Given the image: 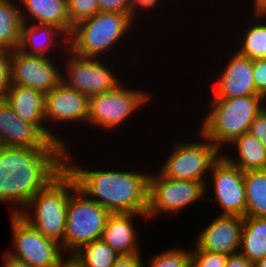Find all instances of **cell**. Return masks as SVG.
Listing matches in <instances>:
<instances>
[{
  "label": "cell",
  "instance_id": "1",
  "mask_svg": "<svg viewBox=\"0 0 266 267\" xmlns=\"http://www.w3.org/2000/svg\"><path fill=\"white\" fill-rule=\"evenodd\" d=\"M66 147H3L0 151V203L20 214L33 196L65 169Z\"/></svg>",
  "mask_w": 266,
  "mask_h": 267
},
{
  "label": "cell",
  "instance_id": "2",
  "mask_svg": "<svg viewBox=\"0 0 266 267\" xmlns=\"http://www.w3.org/2000/svg\"><path fill=\"white\" fill-rule=\"evenodd\" d=\"M70 148L65 152V168L75 178L77 188L110 213L147 214L149 173L136 170H89L74 162ZM73 159V160H72ZM71 160V161H70Z\"/></svg>",
  "mask_w": 266,
  "mask_h": 267
},
{
  "label": "cell",
  "instance_id": "3",
  "mask_svg": "<svg viewBox=\"0 0 266 267\" xmlns=\"http://www.w3.org/2000/svg\"><path fill=\"white\" fill-rule=\"evenodd\" d=\"M209 101V113L204 115L199 132L221 152L226 145L248 132L250 124L266 106V100L260 95L210 98Z\"/></svg>",
  "mask_w": 266,
  "mask_h": 267
},
{
  "label": "cell",
  "instance_id": "4",
  "mask_svg": "<svg viewBox=\"0 0 266 267\" xmlns=\"http://www.w3.org/2000/svg\"><path fill=\"white\" fill-rule=\"evenodd\" d=\"M76 188L75 178L65 168L45 188L33 196L24 210L20 212V216L46 238L61 245L66 228L68 200Z\"/></svg>",
  "mask_w": 266,
  "mask_h": 267
},
{
  "label": "cell",
  "instance_id": "5",
  "mask_svg": "<svg viewBox=\"0 0 266 267\" xmlns=\"http://www.w3.org/2000/svg\"><path fill=\"white\" fill-rule=\"evenodd\" d=\"M132 26L128 14L97 12L73 26L68 49L81 57L104 59V54L111 53L113 47L125 40L130 29L135 30Z\"/></svg>",
  "mask_w": 266,
  "mask_h": 267
},
{
  "label": "cell",
  "instance_id": "6",
  "mask_svg": "<svg viewBox=\"0 0 266 267\" xmlns=\"http://www.w3.org/2000/svg\"><path fill=\"white\" fill-rule=\"evenodd\" d=\"M111 213L76 188L69 197L66 228L61 248L72 255L80 247L102 239Z\"/></svg>",
  "mask_w": 266,
  "mask_h": 267
},
{
  "label": "cell",
  "instance_id": "7",
  "mask_svg": "<svg viewBox=\"0 0 266 267\" xmlns=\"http://www.w3.org/2000/svg\"><path fill=\"white\" fill-rule=\"evenodd\" d=\"M121 83L115 89L89 97L87 124L98 129L111 130L125 125L128 119L148 105L151 94L139 88L130 89ZM149 101V102H148ZM147 103V104H146Z\"/></svg>",
  "mask_w": 266,
  "mask_h": 267
},
{
  "label": "cell",
  "instance_id": "8",
  "mask_svg": "<svg viewBox=\"0 0 266 267\" xmlns=\"http://www.w3.org/2000/svg\"><path fill=\"white\" fill-rule=\"evenodd\" d=\"M197 141L174 142V149L159 171L170 179L210 183L208 173L222 152L198 131ZM208 180V181H207Z\"/></svg>",
  "mask_w": 266,
  "mask_h": 267
},
{
  "label": "cell",
  "instance_id": "9",
  "mask_svg": "<svg viewBox=\"0 0 266 267\" xmlns=\"http://www.w3.org/2000/svg\"><path fill=\"white\" fill-rule=\"evenodd\" d=\"M155 173H150L148 179V220L159 214H178L187 207L194 206L196 202H202L207 188L211 190L208 182L170 179L158 169Z\"/></svg>",
  "mask_w": 266,
  "mask_h": 267
},
{
  "label": "cell",
  "instance_id": "10",
  "mask_svg": "<svg viewBox=\"0 0 266 267\" xmlns=\"http://www.w3.org/2000/svg\"><path fill=\"white\" fill-rule=\"evenodd\" d=\"M12 230L13 251L6 253L31 267H56L66 255L61 245L46 238L31 226L20 214H9Z\"/></svg>",
  "mask_w": 266,
  "mask_h": 267
},
{
  "label": "cell",
  "instance_id": "11",
  "mask_svg": "<svg viewBox=\"0 0 266 267\" xmlns=\"http://www.w3.org/2000/svg\"><path fill=\"white\" fill-rule=\"evenodd\" d=\"M64 54L67 58L61 65L64 66L61 81L66 86L91 97L113 90L122 83L105 59L81 57L69 49Z\"/></svg>",
  "mask_w": 266,
  "mask_h": 267
},
{
  "label": "cell",
  "instance_id": "12",
  "mask_svg": "<svg viewBox=\"0 0 266 267\" xmlns=\"http://www.w3.org/2000/svg\"><path fill=\"white\" fill-rule=\"evenodd\" d=\"M212 173V175H211ZM214 198L206 201L217 202L221 211L219 215L245 217L246 197L244 187V172L231 164L222 154L212 164L210 175Z\"/></svg>",
  "mask_w": 266,
  "mask_h": 267
},
{
  "label": "cell",
  "instance_id": "13",
  "mask_svg": "<svg viewBox=\"0 0 266 267\" xmlns=\"http://www.w3.org/2000/svg\"><path fill=\"white\" fill-rule=\"evenodd\" d=\"M55 58L29 55L18 48L12 51L11 85L33 88L44 94L61 82L62 69ZM59 68H58V67Z\"/></svg>",
  "mask_w": 266,
  "mask_h": 267
},
{
  "label": "cell",
  "instance_id": "14",
  "mask_svg": "<svg viewBox=\"0 0 266 267\" xmlns=\"http://www.w3.org/2000/svg\"><path fill=\"white\" fill-rule=\"evenodd\" d=\"M89 97L75 89L66 86L62 81L45 94V120L52 128L54 124H62L64 127L68 123L71 126L88 120ZM52 122V123H51ZM75 122V123H74Z\"/></svg>",
  "mask_w": 266,
  "mask_h": 267
},
{
  "label": "cell",
  "instance_id": "15",
  "mask_svg": "<svg viewBox=\"0 0 266 267\" xmlns=\"http://www.w3.org/2000/svg\"><path fill=\"white\" fill-rule=\"evenodd\" d=\"M243 218L217 215L197 235L193 247L196 251H207L233 255L239 253Z\"/></svg>",
  "mask_w": 266,
  "mask_h": 267
},
{
  "label": "cell",
  "instance_id": "16",
  "mask_svg": "<svg viewBox=\"0 0 266 267\" xmlns=\"http://www.w3.org/2000/svg\"><path fill=\"white\" fill-rule=\"evenodd\" d=\"M4 99L25 122L34 124L50 141L70 147L68 140L54 133L45 120V94L29 87L11 85ZM48 126V127H47Z\"/></svg>",
  "mask_w": 266,
  "mask_h": 267
},
{
  "label": "cell",
  "instance_id": "17",
  "mask_svg": "<svg viewBox=\"0 0 266 267\" xmlns=\"http://www.w3.org/2000/svg\"><path fill=\"white\" fill-rule=\"evenodd\" d=\"M229 59L224 62V69H220L216 76L212 98H234L256 93L253 78V60L238 54L236 51L230 52ZM219 77V78H218Z\"/></svg>",
  "mask_w": 266,
  "mask_h": 267
},
{
  "label": "cell",
  "instance_id": "18",
  "mask_svg": "<svg viewBox=\"0 0 266 267\" xmlns=\"http://www.w3.org/2000/svg\"><path fill=\"white\" fill-rule=\"evenodd\" d=\"M0 141L4 147H64L50 141L34 124L23 121L5 99H0Z\"/></svg>",
  "mask_w": 266,
  "mask_h": 267
},
{
  "label": "cell",
  "instance_id": "19",
  "mask_svg": "<svg viewBox=\"0 0 266 267\" xmlns=\"http://www.w3.org/2000/svg\"><path fill=\"white\" fill-rule=\"evenodd\" d=\"M136 217L148 221L146 214L138 213H111L107 219L102 239L119 255L141 253Z\"/></svg>",
  "mask_w": 266,
  "mask_h": 267
},
{
  "label": "cell",
  "instance_id": "20",
  "mask_svg": "<svg viewBox=\"0 0 266 267\" xmlns=\"http://www.w3.org/2000/svg\"><path fill=\"white\" fill-rule=\"evenodd\" d=\"M68 44V36L56 26L22 22L18 49L26 54L52 58L49 52L57 51L53 48L60 46L65 53Z\"/></svg>",
  "mask_w": 266,
  "mask_h": 267
},
{
  "label": "cell",
  "instance_id": "21",
  "mask_svg": "<svg viewBox=\"0 0 266 267\" xmlns=\"http://www.w3.org/2000/svg\"><path fill=\"white\" fill-rule=\"evenodd\" d=\"M22 22L53 25L68 37L73 25L68 18L67 0H17ZM32 19V20H31Z\"/></svg>",
  "mask_w": 266,
  "mask_h": 267
},
{
  "label": "cell",
  "instance_id": "22",
  "mask_svg": "<svg viewBox=\"0 0 266 267\" xmlns=\"http://www.w3.org/2000/svg\"><path fill=\"white\" fill-rule=\"evenodd\" d=\"M228 146L230 150L234 147L236 155H229L228 150H224L222 155L243 172L266 169V147L249 132L240 135ZM225 151L227 154L224 153Z\"/></svg>",
  "mask_w": 266,
  "mask_h": 267
},
{
  "label": "cell",
  "instance_id": "23",
  "mask_svg": "<svg viewBox=\"0 0 266 267\" xmlns=\"http://www.w3.org/2000/svg\"><path fill=\"white\" fill-rule=\"evenodd\" d=\"M239 253L253 264L266 256V218L243 217Z\"/></svg>",
  "mask_w": 266,
  "mask_h": 267
},
{
  "label": "cell",
  "instance_id": "24",
  "mask_svg": "<svg viewBox=\"0 0 266 267\" xmlns=\"http://www.w3.org/2000/svg\"><path fill=\"white\" fill-rule=\"evenodd\" d=\"M21 26L17 0H0V49L13 51L19 47Z\"/></svg>",
  "mask_w": 266,
  "mask_h": 267
},
{
  "label": "cell",
  "instance_id": "25",
  "mask_svg": "<svg viewBox=\"0 0 266 267\" xmlns=\"http://www.w3.org/2000/svg\"><path fill=\"white\" fill-rule=\"evenodd\" d=\"M245 216L266 218V169L244 172Z\"/></svg>",
  "mask_w": 266,
  "mask_h": 267
},
{
  "label": "cell",
  "instance_id": "26",
  "mask_svg": "<svg viewBox=\"0 0 266 267\" xmlns=\"http://www.w3.org/2000/svg\"><path fill=\"white\" fill-rule=\"evenodd\" d=\"M252 16L250 18L253 19L254 23L243 25L244 32L241 34L242 38L237 41L239 45L236 47L239 48H236V52L251 60L266 58V22L262 21L256 14Z\"/></svg>",
  "mask_w": 266,
  "mask_h": 267
},
{
  "label": "cell",
  "instance_id": "27",
  "mask_svg": "<svg viewBox=\"0 0 266 267\" xmlns=\"http://www.w3.org/2000/svg\"><path fill=\"white\" fill-rule=\"evenodd\" d=\"M72 255L83 267H112L119 256L103 239L80 247Z\"/></svg>",
  "mask_w": 266,
  "mask_h": 267
},
{
  "label": "cell",
  "instance_id": "28",
  "mask_svg": "<svg viewBox=\"0 0 266 267\" xmlns=\"http://www.w3.org/2000/svg\"><path fill=\"white\" fill-rule=\"evenodd\" d=\"M149 260L148 267H190L191 265V249H183L181 247H172L155 255ZM145 267V264H143Z\"/></svg>",
  "mask_w": 266,
  "mask_h": 267
},
{
  "label": "cell",
  "instance_id": "29",
  "mask_svg": "<svg viewBox=\"0 0 266 267\" xmlns=\"http://www.w3.org/2000/svg\"><path fill=\"white\" fill-rule=\"evenodd\" d=\"M67 6L68 18L73 26L99 12L97 0H67Z\"/></svg>",
  "mask_w": 266,
  "mask_h": 267
},
{
  "label": "cell",
  "instance_id": "30",
  "mask_svg": "<svg viewBox=\"0 0 266 267\" xmlns=\"http://www.w3.org/2000/svg\"><path fill=\"white\" fill-rule=\"evenodd\" d=\"M191 249V267H225L228 255Z\"/></svg>",
  "mask_w": 266,
  "mask_h": 267
},
{
  "label": "cell",
  "instance_id": "31",
  "mask_svg": "<svg viewBox=\"0 0 266 267\" xmlns=\"http://www.w3.org/2000/svg\"><path fill=\"white\" fill-rule=\"evenodd\" d=\"M11 57L12 51L0 49V99H4L11 87Z\"/></svg>",
  "mask_w": 266,
  "mask_h": 267
},
{
  "label": "cell",
  "instance_id": "32",
  "mask_svg": "<svg viewBox=\"0 0 266 267\" xmlns=\"http://www.w3.org/2000/svg\"><path fill=\"white\" fill-rule=\"evenodd\" d=\"M253 78L256 93L266 100V58L253 60Z\"/></svg>",
  "mask_w": 266,
  "mask_h": 267
},
{
  "label": "cell",
  "instance_id": "33",
  "mask_svg": "<svg viewBox=\"0 0 266 267\" xmlns=\"http://www.w3.org/2000/svg\"><path fill=\"white\" fill-rule=\"evenodd\" d=\"M248 132L258 138L266 147V106L250 124Z\"/></svg>",
  "mask_w": 266,
  "mask_h": 267
},
{
  "label": "cell",
  "instance_id": "34",
  "mask_svg": "<svg viewBox=\"0 0 266 267\" xmlns=\"http://www.w3.org/2000/svg\"><path fill=\"white\" fill-rule=\"evenodd\" d=\"M162 0H130L129 8H128V18L131 21V23L134 25V21L136 16L139 15L138 12L140 10H149V9H156ZM137 8V9H136ZM138 13V14H137Z\"/></svg>",
  "mask_w": 266,
  "mask_h": 267
},
{
  "label": "cell",
  "instance_id": "35",
  "mask_svg": "<svg viewBox=\"0 0 266 267\" xmlns=\"http://www.w3.org/2000/svg\"><path fill=\"white\" fill-rule=\"evenodd\" d=\"M99 12L128 14L130 0H97Z\"/></svg>",
  "mask_w": 266,
  "mask_h": 267
},
{
  "label": "cell",
  "instance_id": "36",
  "mask_svg": "<svg viewBox=\"0 0 266 267\" xmlns=\"http://www.w3.org/2000/svg\"><path fill=\"white\" fill-rule=\"evenodd\" d=\"M142 253L119 255L112 267H143Z\"/></svg>",
  "mask_w": 266,
  "mask_h": 267
},
{
  "label": "cell",
  "instance_id": "37",
  "mask_svg": "<svg viewBox=\"0 0 266 267\" xmlns=\"http://www.w3.org/2000/svg\"><path fill=\"white\" fill-rule=\"evenodd\" d=\"M225 267H254V264L240 253L229 255Z\"/></svg>",
  "mask_w": 266,
  "mask_h": 267
},
{
  "label": "cell",
  "instance_id": "38",
  "mask_svg": "<svg viewBox=\"0 0 266 267\" xmlns=\"http://www.w3.org/2000/svg\"><path fill=\"white\" fill-rule=\"evenodd\" d=\"M3 267H31V266L4 252Z\"/></svg>",
  "mask_w": 266,
  "mask_h": 267
},
{
  "label": "cell",
  "instance_id": "39",
  "mask_svg": "<svg viewBox=\"0 0 266 267\" xmlns=\"http://www.w3.org/2000/svg\"><path fill=\"white\" fill-rule=\"evenodd\" d=\"M56 267H83L73 255H66ZM66 259V260H65Z\"/></svg>",
  "mask_w": 266,
  "mask_h": 267
},
{
  "label": "cell",
  "instance_id": "40",
  "mask_svg": "<svg viewBox=\"0 0 266 267\" xmlns=\"http://www.w3.org/2000/svg\"><path fill=\"white\" fill-rule=\"evenodd\" d=\"M251 2H253L251 9L253 11V15L256 14L264 5H266V0H253Z\"/></svg>",
  "mask_w": 266,
  "mask_h": 267
},
{
  "label": "cell",
  "instance_id": "41",
  "mask_svg": "<svg viewBox=\"0 0 266 267\" xmlns=\"http://www.w3.org/2000/svg\"><path fill=\"white\" fill-rule=\"evenodd\" d=\"M258 16L262 21L266 22V5H264L257 13Z\"/></svg>",
  "mask_w": 266,
  "mask_h": 267
},
{
  "label": "cell",
  "instance_id": "42",
  "mask_svg": "<svg viewBox=\"0 0 266 267\" xmlns=\"http://www.w3.org/2000/svg\"><path fill=\"white\" fill-rule=\"evenodd\" d=\"M254 267H266V256L261 260H259L258 262H256L254 264Z\"/></svg>",
  "mask_w": 266,
  "mask_h": 267
},
{
  "label": "cell",
  "instance_id": "43",
  "mask_svg": "<svg viewBox=\"0 0 266 267\" xmlns=\"http://www.w3.org/2000/svg\"><path fill=\"white\" fill-rule=\"evenodd\" d=\"M3 147L4 146H3L2 142L0 141V151L2 150Z\"/></svg>",
  "mask_w": 266,
  "mask_h": 267
}]
</instances>
